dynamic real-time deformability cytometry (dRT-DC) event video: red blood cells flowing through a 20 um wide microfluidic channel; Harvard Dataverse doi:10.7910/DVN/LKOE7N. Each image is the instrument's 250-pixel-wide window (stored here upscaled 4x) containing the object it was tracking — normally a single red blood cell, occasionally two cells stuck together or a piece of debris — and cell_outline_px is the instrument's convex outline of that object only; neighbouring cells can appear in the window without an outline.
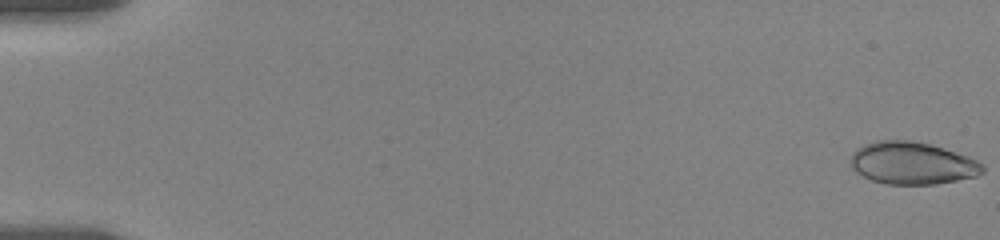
{"species": "human", "species_latin": "Homo sapiens", "temperature_condition": "room temperature", "stored_images_in_passage": 58, "camera_frame_rate_fps": 3000, "um_per_image_px": 0.085, "donor": {"sex": "female"}, "frame": {"image": 1, "passage_image": 1, "time_ms": 0.0, "image_size_px": [1000, 240], "cell_outline_px": [[984, 172], [976, 176], [936, 184], [888, 184], [872, 180], [856, 172], [848, 164], [852, 152], [856, 148], [864, 144], [876, 140], [912, 140], [928, 144], [968, 156], [984, 164]], "centroid_in_image_um": [77.5, 13.86], "position_along_channel_um": 7.5, "area_um2": 32.66}}
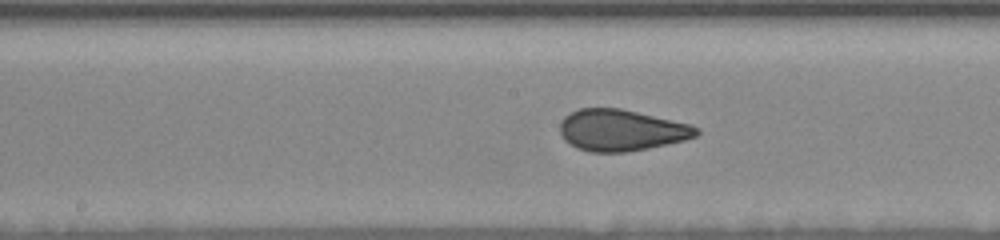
{"frame": {"image": 2, "passage_image": 31, "time_ms": 10.0, "image_size_px": [1000, 240], "cell_outline_px": [[700, 132], [696, 136], [684, 140], [648, 148], [628, 152], [588, 152], [576, 148], [564, 140], [560, 132], [560, 120], [564, 116], [580, 108], [620, 108], [692, 124], [700, 128]], "centroid_in_image_um": [52.81, 11.07], "position_along_channel_um": 195.4, "area_um2": 33.12}}
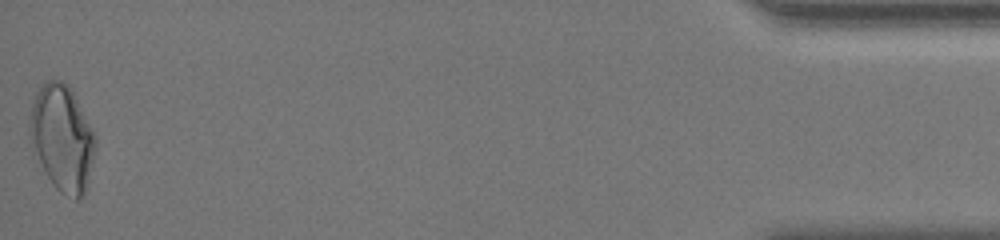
{"frame": {"image": 3, "passage_image": 58, "time_ms": 19.0, "image_size_px": [1000, 240], "cell_outline_px": [[96, 148], [88, 180], [84, 192], [80, 200], [76, 200], [60, 192], [52, 184], [40, 160], [28, 132], [28, 120], [32, 104], [36, 92], [44, 80], [60, 80], [68, 84], [72, 88], [96, 136]], "centroid_in_image_um": [5.3, 11.67], "position_along_channel_um": 429.9, "area_um2": 40.46}}